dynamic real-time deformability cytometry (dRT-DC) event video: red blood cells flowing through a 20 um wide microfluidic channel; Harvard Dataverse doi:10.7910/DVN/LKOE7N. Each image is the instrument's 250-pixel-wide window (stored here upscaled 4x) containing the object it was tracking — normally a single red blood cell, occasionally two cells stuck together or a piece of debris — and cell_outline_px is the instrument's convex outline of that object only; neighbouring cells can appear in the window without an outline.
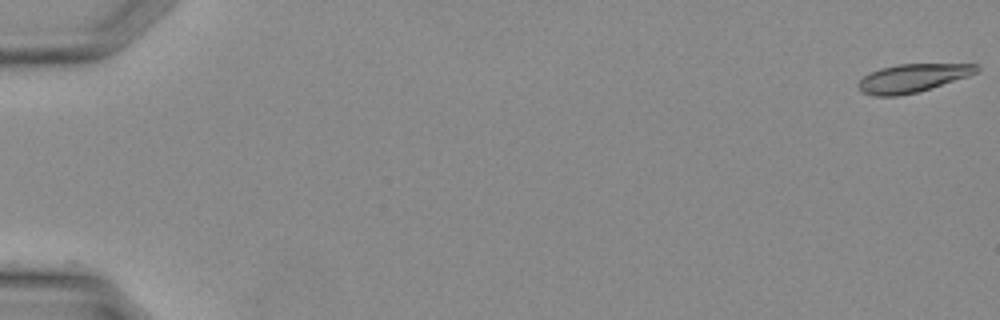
{"species": "Egyptian fruit bat (a non-hibernating species)", "species_latin": "Rousettus aegyptiacus", "temperature_condition": "warm", "stored_images_in_passage": 9, "camera_frame_rate_fps": 3000, "um_per_image_px": 0.085, "animal": {"sex": "female"}, "frame": {"image": 1, "passage_image": 1, "time_ms": 0.0, "image_size_px": [1000, 320], "cell_outline_px": [[980, 72], [968, 76], [916, 92], [900, 96], [872, 96], [860, 92], [856, 84], [864, 76], [880, 68], [900, 64], [976, 64], [980, 68]], "centroid_in_image_um": [77.53, 6.64], "position_along_channel_um": 7.5, "area_um2": 19.42}}